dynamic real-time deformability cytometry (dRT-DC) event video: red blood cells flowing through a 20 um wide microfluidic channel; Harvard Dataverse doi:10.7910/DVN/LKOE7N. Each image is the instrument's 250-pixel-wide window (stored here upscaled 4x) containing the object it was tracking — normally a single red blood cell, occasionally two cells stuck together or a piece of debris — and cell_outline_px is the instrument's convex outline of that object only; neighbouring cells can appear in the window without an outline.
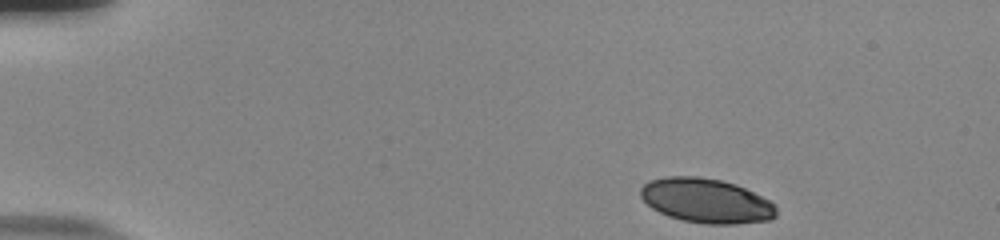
{"species": "human", "species_latin": "Homo sapiens", "temperature_condition": "room temperature", "stored_images_in_passage": 48, "camera_frame_rate_fps": 3000, "um_per_image_px": 0.085, "donor": {"sex": "male"}, "frame": {"image": 1, "passage_image": 1, "time_ms": 0.0, "image_size_px": [1000, 240], "cell_outline_px": [[776, 216], [772, 220], [736, 224], [708, 224], [684, 220], [668, 216], [652, 208], [640, 196], [640, 188], [648, 180], [668, 176], [700, 176], [720, 180], [736, 184], [776, 204]], "centroid_in_image_um": [60.03, 17.06], "position_along_channel_um": 25.0, "area_um2": 35.2}}
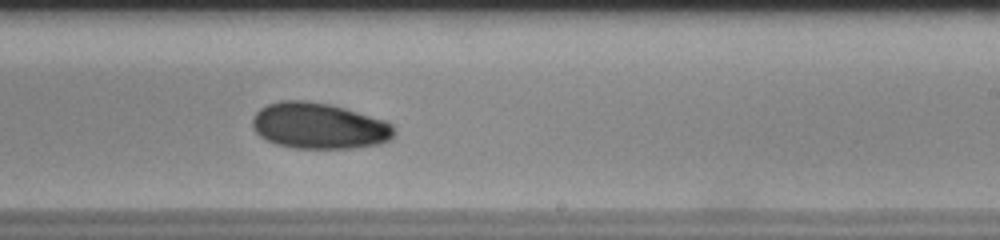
{"frame": {"image": 2, "passage_image": 28, "time_ms": 9.0, "image_size_px": [1000, 240], "cell_outline_px": [[396, 132], [388, 140], [380, 144], [352, 148], [292, 148], [276, 144], [260, 136], [252, 128], [252, 120], [256, 112], [260, 108], [268, 104], [280, 100], [304, 100], [328, 104], [344, 108], [384, 120], [392, 124]], "centroid_in_image_um": [27.09, 10.7], "position_along_channel_um": 261.9, "area_um2": 37.97}}
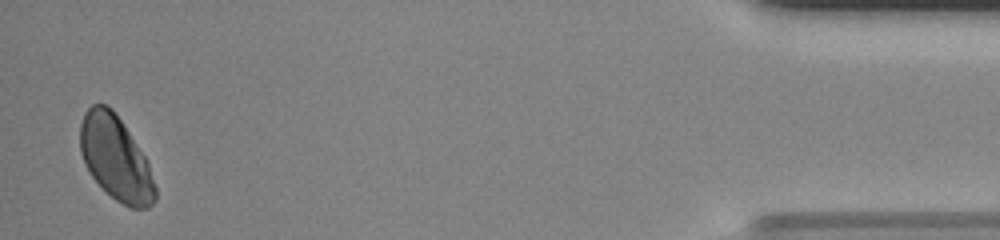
{"frame": {"image": 3, "passage_image": 47, "time_ms": 15.333, "image_size_px": [1000, 240], "cell_outline_px": [[156, 200], [148, 208], [132, 208], [116, 200], [92, 176], [84, 164], [80, 152], [80, 124], [84, 112], [92, 104], [104, 104], [112, 108], [144, 156], [148, 164], [156, 188]], "centroid_in_image_um": [9.81, 13.44], "position_along_channel_um": 425.4, "area_um2": 36.3}, "authors_computed_cell_mechanics": {"area_um2": 37.1076, "velocity_mm_per_s": 3.7552, "shape_relaxation_time_tau1_ms": 4.2432, "shape_relaxation_time_tau2_ms": null, "deformation_change_tau1": 0.1007, "deformation_change_tau2": null}}